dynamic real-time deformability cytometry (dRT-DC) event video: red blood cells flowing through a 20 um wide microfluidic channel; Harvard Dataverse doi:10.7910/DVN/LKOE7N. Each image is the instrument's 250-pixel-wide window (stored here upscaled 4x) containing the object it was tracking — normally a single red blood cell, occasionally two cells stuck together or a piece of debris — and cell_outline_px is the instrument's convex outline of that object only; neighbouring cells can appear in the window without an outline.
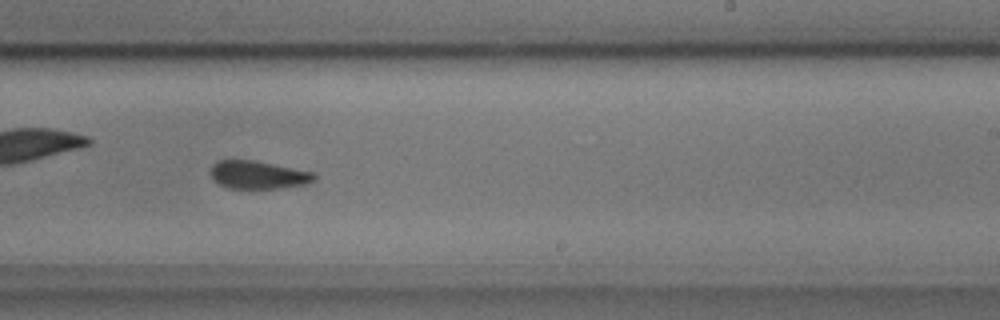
{"species": "common noctule bat (a hibernating species)", "species_latin": "Nyctalus noctula", "temperature_condition": "cold", "stored_images_in_passage": 55, "camera_frame_rate_fps": 3000, "um_per_image_px": 0.085, "animal": {"sex": "male", "body_mass_g": 17.9, "forearm_length_mm": 54.2}, "frame": {"image": 1, "passage_image": 32, "time_ms": 10.333, "image_size_px": [1000, 320], "cell_outline_px": [[316, 176], [308, 184], [280, 188], [228, 188], [212, 180], [212, 164], [216, 160], [252, 160], [316, 172]], "centroid_in_image_um": [21.95, 14.86], "position_along_channel_um": 267.0, "area_um2": 16.88}, "authors_computed_cell_mechanics": {"area_um2": 17.629, "velocity_mm_per_s": 3.6308, "shape_relaxation_time_tau1_ms": 2.8658, "shape_relaxation_time_tau2_ms": 2.4944, "deformation_change_tau1": 0.0943, "deformation_change_tau2": 0.0645}}